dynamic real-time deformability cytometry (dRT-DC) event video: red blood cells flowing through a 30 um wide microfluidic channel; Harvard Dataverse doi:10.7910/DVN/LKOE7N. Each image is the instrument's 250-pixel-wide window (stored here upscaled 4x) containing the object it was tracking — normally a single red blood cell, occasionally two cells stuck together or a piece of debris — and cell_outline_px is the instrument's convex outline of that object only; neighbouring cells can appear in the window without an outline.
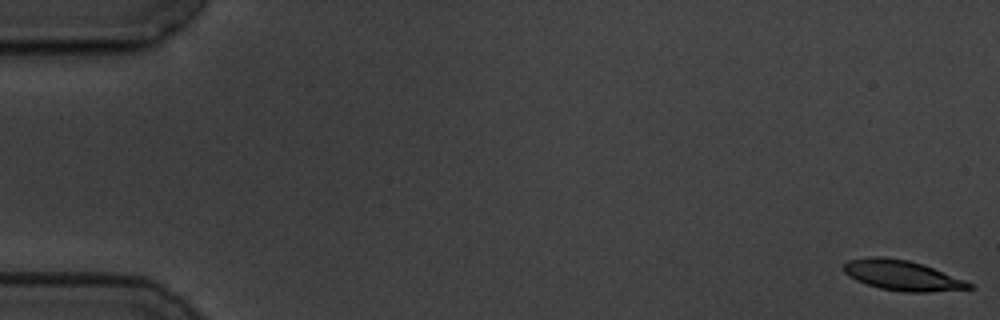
{"species": "common noctule bat (a hibernating species)", "species_latin": "Nyctalus noctula", "temperature_condition": "cold", "stored_images_in_passage": 58, "camera_frame_rate_fps": 3000, "um_per_image_px": 0.085, "animal": {"sex": "male", "body_mass_g": 19.5, "forearm_length_mm": 54.6}, "frame": {"image": 1, "passage_image": 1, "time_ms": 0.0, "image_size_px": [1000, 320], "cell_outline_px": [[976, 288], [928, 292], [904, 292], [880, 288], [856, 280], [848, 276], [840, 268], [848, 260], [868, 256], [884, 256], [908, 260], [924, 264], [964, 280], [972, 284]], "centroid_in_image_um": [76.65, 23.39], "position_along_channel_um": 8.4, "area_um2": 22.2}}
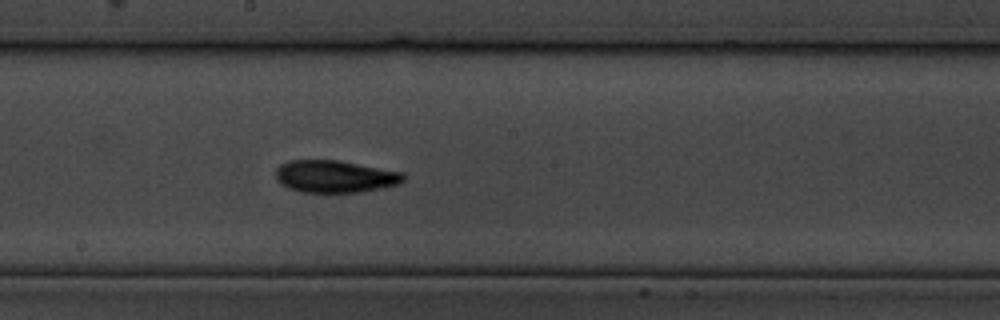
{"frame": {"image": 2, "passage_image": 32, "time_ms": 10.333, "image_size_px": [1000, 320], "cell_outline_px": [[404, 180], [400, 184], [360, 192], [300, 192], [288, 188], [280, 184], [276, 180], [276, 168], [280, 164], [288, 160], [340, 160], [404, 172]], "centroid_in_image_um": [28.46, 14.99], "position_along_channel_um": 219.7, "area_um2": 24.28}}
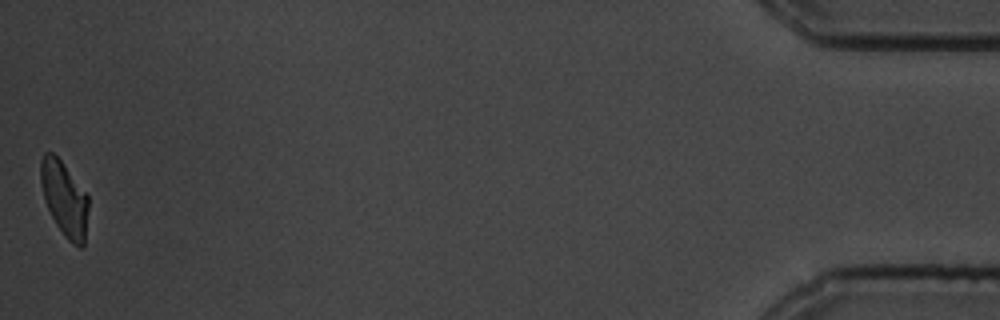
{"frame": {"image": 3, "passage_image": 58, "time_ms": 19.0, "image_size_px": [1000, 320], "cell_outline_px": [[88, 208], [84, 244], [80, 248], [72, 244], [64, 236], [56, 224], [48, 208], [44, 196], [40, 180], [40, 160], [44, 152], [52, 152], [60, 160], [88, 196]], "centroid_in_image_um": [5.47, 16.9], "position_along_channel_um": 429.7, "area_um2": 20.46}, "authors_computed_cell_mechanics": {"area_um2": 22.7154, "velocity_mm_per_s": 3.4573, "shape_relaxation_time_tau1_ms": 3.1579, "shape_relaxation_time_tau2_ms": 3.9671, "deformation_change_tau1": 0.1547, "deformation_change_tau2": 0.1048}}